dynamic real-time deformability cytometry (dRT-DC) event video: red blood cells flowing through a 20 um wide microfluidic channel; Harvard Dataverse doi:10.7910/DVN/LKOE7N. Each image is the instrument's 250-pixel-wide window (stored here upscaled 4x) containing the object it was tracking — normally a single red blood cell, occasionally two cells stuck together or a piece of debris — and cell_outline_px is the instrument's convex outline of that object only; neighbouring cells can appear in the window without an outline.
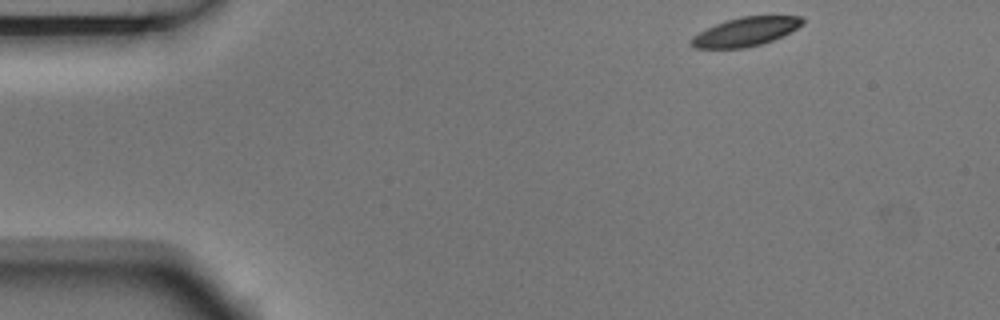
{"species": "Egyptian fruit bat (a non-hibernating species)", "species_latin": "Rousettus aegyptiacus", "temperature_condition": "room temperature", "stored_images_in_passage": 6, "segment_of_instrument_passage": [2, 2], "camera_frame_rate_fps": 3000, "um_per_image_px": 0.085, "animal": {"sex": "male"}, "frame": {"image": 1, "passage_image": 6, "time_ms": 1.667, "image_size_px": [1000, 320], "cell_outline_px": [[804, 24], [772, 40], [760, 44], [744, 48], [692, 48], [688, 44], [688, 40], [692, 36], [716, 24], [740, 16], [804, 16]], "centroid_in_image_um": [63.33, 2.7], "position_along_channel_um": 21.7, "area_um2": 18.55}}